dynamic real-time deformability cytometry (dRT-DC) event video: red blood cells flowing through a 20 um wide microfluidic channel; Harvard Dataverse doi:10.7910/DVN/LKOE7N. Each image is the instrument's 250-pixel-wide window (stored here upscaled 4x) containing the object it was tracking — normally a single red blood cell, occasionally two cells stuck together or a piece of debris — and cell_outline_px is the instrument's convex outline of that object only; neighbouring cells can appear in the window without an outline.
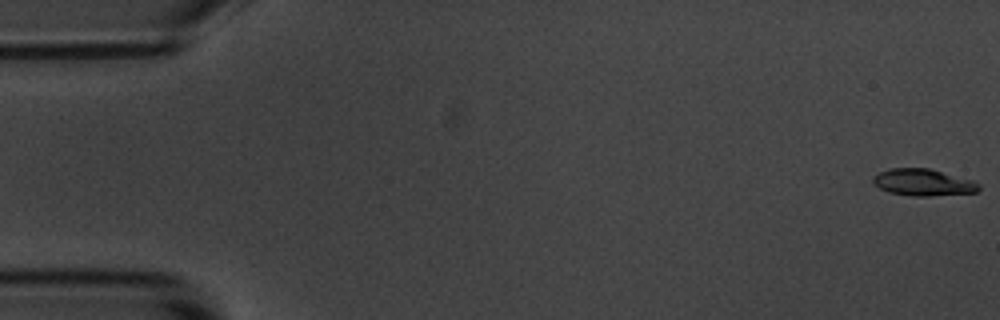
{"species": "common noctule bat (a hibernating species)", "species_latin": "Nyctalus noctula", "temperature_condition": "room temperature", "stored_images_in_passage": 57, "segment_of_instrument_passage": [1, 2], "camera_frame_rate_fps": 3000, "um_per_image_px": 0.085, "animal": {"sex": "male", "body_mass_g": 20.1, "forearm_length_mm": 53.5}, "frame": {"image": 1, "passage_image": 1, "time_ms": 0.0, "image_size_px": [1000, 320], "cell_outline_px": [[980, 188], [976, 192], [928, 196], [912, 196], [888, 192], [880, 188], [872, 180], [872, 176], [888, 168], [928, 168], [976, 180], [980, 184]], "centroid_in_image_um": [78.5, 15.49], "position_along_channel_um": 6.5, "area_um2": 16.65}}
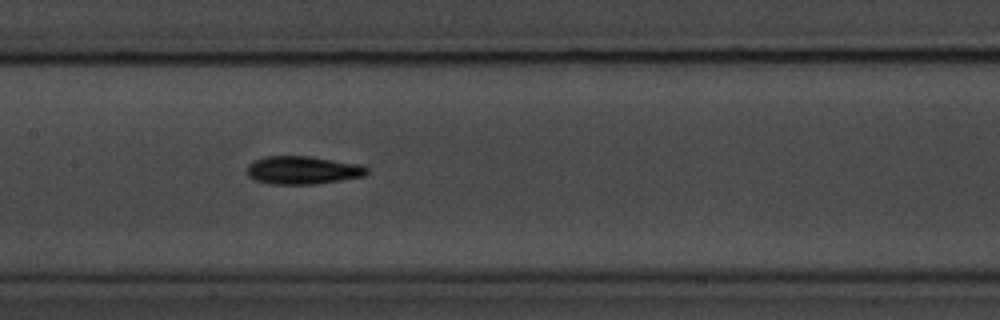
{"frame": {"image": 2, "passage_image": 27, "time_ms": 8.667, "image_size_px": [1000, 320], "cell_outline_px": [[368, 172], [364, 176], [316, 184], [268, 184], [252, 180], [248, 176], [248, 164], [264, 156], [308, 156], [360, 164], [368, 168]], "centroid_in_image_um": [25.7, 14.47], "position_along_channel_um": 181.7, "area_um2": 19.65}}
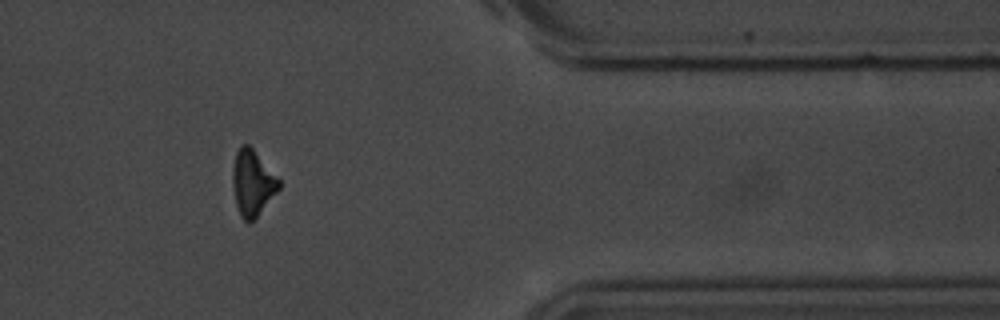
{"frame": {"image": 3, "passage_image": 46, "time_ms": 15.0, "image_size_px": [1000, 320], "cell_outline_px": [[280, 188], [256, 216], [248, 224], [240, 216], [236, 204], [232, 184], [232, 168], [236, 152], [240, 144], [248, 144], [252, 148], [280, 180]], "centroid_in_image_um": [21.43, 15.53], "position_along_channel_um": 390.0, "area_um2": 17.51}}